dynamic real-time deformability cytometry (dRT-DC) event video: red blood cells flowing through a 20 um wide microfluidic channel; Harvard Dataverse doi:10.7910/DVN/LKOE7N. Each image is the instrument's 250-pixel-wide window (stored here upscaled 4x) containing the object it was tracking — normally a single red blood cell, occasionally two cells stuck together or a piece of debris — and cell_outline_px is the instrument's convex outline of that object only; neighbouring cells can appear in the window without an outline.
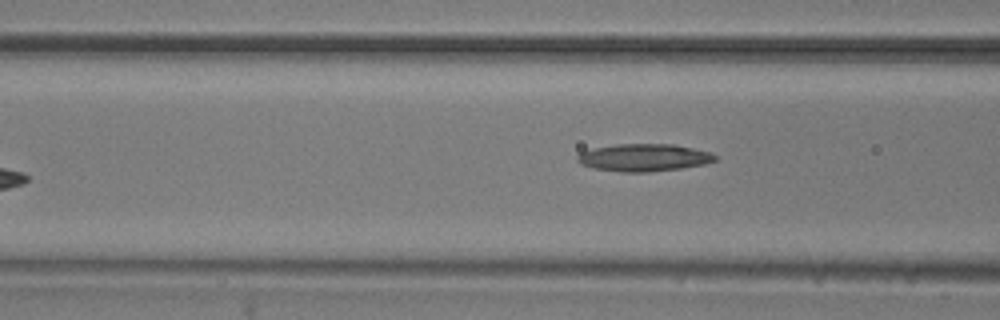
{"species": "common noctule bat (a hibernating species)", "species_latin": "Nyctalus noctula", "temperature_condition": "room temperature", "stored_images_in_passage": 7, "camera_frame_rate_fps": 3000, "um_per_image_px": 0.085, "animal": {"sex": "male", "body_mass_g": 20.5, "forearm_length_mm": 52.5}, "frame": {"image": 1, "passage_image": 7, "time_ms": 7.0, "image_size_px": [1000, 320], "cell_outline_px": [[716, 160], [704, 164], [680, 168], [648, 172], [624, 172], [592, 168], [580, 164], [576, 160], [576, 156], [580, 152], [596, 148], [616, 144], [672, 144], [712, 152], [716, 156]], "centroid_in_image_um": [54.71, 13.39], "position_along_channel_um": 111.9, "area_um2": 21.96}}